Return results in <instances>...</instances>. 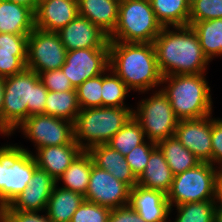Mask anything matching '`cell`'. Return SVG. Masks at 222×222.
Listing matches in <instances>:
<instances>
[{"label":"cell","mask_w":222,"mask_h":222,"mask_svg":"<svg viewBox=\"0 0 222 222\" xmlns=\"http://www.w3.org/2000/svg\"><path fill=\"white\" fill-rule=\"evenodd\" d=\"M163 27L152 42L162 77L206 72L209 60L202 52L197 34L191 26Z\"/></svg>","instance_id":"obj_1"},{"label":"cell","mask_w":222,"mask_h":222,"mask_svg":"<svg viewBox=\"0 0 222 222\" xmlns=\"http://www.w3.org/2000/svg\"><path fill=\"white\" fill-rule=\"evenodd\" d=\"M47 94L39 74L31 69L5 77L1 133L9 136L29 116L44 114Z\"/></svg>","instance_id":"obj_2"},{"label":"cell","mask_w":222,"mask_h":222,"mask_svg":"<svg viewBox=\"0 0 222 222\" xmlns=\"http://www.w3.org/2000/svg\"><path fill=\"white\" fill-rule=\"evenodd\" d=\"M109 68L130 90L145 93L162 84L153 43L109 41Z\"/></svg>","instance_id":"obj_3"},{"label":"cell","mask_w":222,"mask_h":222,"mask_svg":"<svg viewBox=\"0 0 222 222\" xmlns=\"http://www.w3.org/2000/svg\"><path fill=\"white\" fill-rule=\"evenodd\" d=\"M204 74L206 73L162 77L161 83L168 84L161 90L167 96L179 120L212 115L211 88Z\"/></svg>","instance_id":"obj_4"},{"label":"cell","mask_w":222,"mask_h":222,"mask_svg":"<svg viewBox=\"0 0 222 222\" xmlns=\"http://www.w3.org/2000/svg\"><path fill=\"white\" fill-rule=\"evenodd\" d=\"M133 110L130 107L80 109L74 122L75 142L83 151L106 144L133 116Z\"/></svg>","instance_id":"obj_5"},{"label":"cell","mask_w":222,"mask_h":222,"mask_svg":"<svg viewBox=\"0 0 222 222\" xmlns=\"http://www.w3.org/2000/svg\"><path fill=\"white\" fill-rule=\"evenodd\" d=\"M162 29L150 0H120L118 21L108 38L117 42L152 43Z\"/></svg>","instance_id":"obj_6"},{"label":"cell","mask_w":222,"mask_h":222,"mask_svg":"<svg viewBox=\"0 0 222 222\" xmlns=\"http://www.w3.org/2000/svg\"><path fill=\"white\" fill-rule=\"evenodd\" d=\"M37 168L33 153L23 146L0 147V209L23 192Z\"/></svg>","instance_id":"obj_7"},{"label":"cell","mask_w":222,"mask_h":222,"mask_svg":"<svg viewBox=\"0 0 222 222\" xmlns=\"http://www.w3.org/2000/svg\"><path fill=\"white\" fill-rule=\"evenodd\" d=\"M218 166L200 162L197 166L174 176L167 199L172 207L191 202L214 200Z\"/></svg>","instance_id":"obj_8"},{"label":"cell","mask_w":222,"mask_h":222,"mask_svg":"<svg viewBox=\"0 0 222 222\" xmlns=\"http://www.w3.org/2000/svg\"><path fill=\"white\" fill-rule=\"evenodd\" d=\"M137 106V111L133 110V117L140 123L148 141L157 144L174 136L179 119L161 88L151 97L142 99Z\"/></svg>","instance_id":"obj_9"},{"label":"cell","mask_w":222,"mask_h":222,"mask_svg":"<svg viewBox=\"0 0 222 222\" xmlns=\"http://www.w3.org/2000/svg\"><path fill=\"white\" fill-rule=\"evenodd\" d=\"M67 50L57 32L37 28L28 35L26 68L37 74L61 69Z\"/></svg>","instance_id":"obj_10"},{"label":"cell","mask_w":222,"mask_h":222,"mask_svg":"<svg viewBox=\"0 0 222 222\" xmlns=\"http://www.w3.org/2000/svg\"><path fill=\"white\" fill-rule=\"evenodd\" d=\"M18 128L24 133L25 138L33 141L36 150L46 146L76 143L74 123L50 115L29 116Z\"/></svg>","instance_id":"obj_11"},{"label":"cell","mask_w":222,"mask_h":222,"mask_svg":"<svg viewBox=\"0 0 222 222\" xmlns=\"http://www.w3.org/2000/svg\"><path fill=\"white\" fill-rule=\"evenodd\" d=\"M109 68V48H85L67 51L61 70L77 88L85 80L103 74Z\"/></svg>","instance_id":"obj_12"},{"label":"cell","mask_w":222,"mask_h":222,"mask_svg":"<svg viewBox=\"0 0 222 222\" xmlns=\"http://www.w3.org/2000/svg\"><path fill=\"white\" fill-rule=\"evenodd\" d=\"M130 190L126 183L93 164L84 198L86 201L114 209L128 205Z\"/></svg>","instance_id":"obj_13"},{"label":"cell","mask_w":222,"mask_h":222,"mask_svg":"<svg viewBox=\"0 0 222 222\" xmlns=\"http://www.w3.org/2000/svg\"><path fill=\"white\" fill-rule=\"evenodd\" d=\"M212 116L179 120L174 136L201 162L211 163Z\"/></svg>","instance_id":"obj_14"},{"label":"cell","mask_w":222,"mask_h":222,"mask_svg":"<svg viewBox=\"0 0 222 222\" xmlns=\"http://www.w3.org/2000/svg\"><path fill=\"white\" fill-rule=\"evenodd\" d=\"M56 180L45 170L36 168L28 186L1 211H45Z\"/></svg>","instance_id":"obj_15"},{"label":"cell","mask_w":222,"mask_h":222,"mask_svg":"<svg viewBox=\"0 0 222 222\" xmlns=\"http://www.w3.org/2000/svg\"><path fill=\"white\" fill-rule=\"evenodd\" d=\"M67 51L85 48H109V38L98 26L87 18L77 15L58 32Z\"/></svg>","instance_id":"obj_16"},{"label":"cell","mask_w":222,"mask_h":222,"mask_svg":"<svg viewBox=\"0 0 222 222\" xmlns=\"http://www.w3.org/2000/svg\"><path fill=\"white\" fill-rule=\"evenodd\" d=\"M145 222H167L170 205L162 191L149 189L136 184L130 190L128 203Z\"/></svg>","instance_id":"obj_17"},{"label":"cell","mask_w":222,"mask_h":222,"mask_svg":"<svg viewBox=\"0 0 222 222\" xmlns=\"http://www.w3.org/2000/svg\"><path fill=\"white\" fill-rule=\"evenodd\" d=\"M78 15V0H39L35 28L58 32Z\"/></svg>","instance_id":"obj_18"},{"label":"cell","mask_w":222,"mask_h":222,"mask_svg":"<svg viewBox=\"0 0 222 222\" xmlns=\"http://www.w3.org/2000/svg\"><path fill=\"white\" fill-rule=\"evenodd\" d=\"M82 151L77 143H69L39 148L37 149L36 155L33 156L36 160L37 167L45 170L57 181Z\"/></svg>","instance_id":"obj_19"},{"label":"cell","mask_w":222,"mask_h":222,"mask_svg":"<svg viewBox=\"0 0 222 222\" xmlns=\"http://www.w3.org/2000/svg\"><path fill=\"white\" fill-rule=\"evenodd\" d=\"M93 163L100 169L106 170L117 180L126 183L131 189L137 184V178L132 173L125 156L107 144L96 145L87 151Z\"/></svg>","instance_id":"obj_20"},{"label":"cell","mask_w":222,"mask_h":222,"mask_svg":"<svg viewBox=\"0 0 222 222\" xmlns=\"http://www.w3.org/2000/svg\"><path fill=\"white\" fill-rule=\"evenodd\" d=\"M35 28V12L24 5L0 0V33L29 35Z\"/></svg>","instance_id":"obj_21"},{"label":"cell","mask_w":222,"mask_h":222,"mask_svg":"<svg viewBox=\"0 0 222 222\" xmlns=\"http://www.w3.org/2000/svg\"><path fill=\"white\" fill-rule=\"evenodd\" d=\"M120 0H78V15L98 26L108 36L118 21Z\"/></svg>","instance_id":"obj_22"},{"label":"cell","mask_w":222,"mask_h":222,"mask_svg":"<svg viewBox=\"0 0 222 222\" xmlns=\"http://www.w3.org/2000/svg\"><path fill=\"white\" fill-rule=\"evenodd\" d=\"M174 175L168 166L163 153L157 147L150 155L142 174L137 178V184L167 194Z\"/></svg>","instance_id":"obj_23"},{"label":"cell","mask_w":222,"mask_h":222,"mask_svg":"<svg viewBox=\"0 0 222 222\" xmlns=\"http://www.w3.org/2000/svg\"><path fill=\"white\" fill-rule=\"evenodd\" d=\"M85 200L72 190L57 188L55 184L46 206V215L51 222H71L73 214Z\"/></svg>","instance_id":"obj_24"},{"label":"cell","mask_w":222,"mask_h":222,"mask_svg":"<svg viewBox=\"0 0 222 222\" xmlns=\"http://www.w3.org/2000/svg\"><path fill=\"white\" fill-rule=\"evenodd\" d=\"M93 160L87 151H82L57 179L56 183L63 180L64 189L85 195L89 184Z\"/></svg>","instance_id":"obj_25"},{"label":"cell","mask_w":222,"mask_h":222,"mask_svg":"<svg viewBox=\"0 0 222 222\" xmlns=\"http://www.w3.org/2000/svg\"><path fill=\"white\" fill-rule=\"evenodd\" d=\"M173 175L197 166L201 161L175 137H168L157 143Z\"/></svg>","instance_id":"obj_26"},{"label":"cell","mask_w":222,"mask_h":222,"mask_svg":"<svg viewBox=\"0 0 222 222\" xmlns=\"http://www.w3.org/2000/svg\"><path fill=\"white\" fill-rule=\"evenodd\" d=\"M152 9L163 27L188 26L190 0H150Z\"/></svg>","instance_id":"obj_27"},{"label":"cell","mask_w":222,"mask_h":222,"mask_svg":"<svg viewBox=\"0 0 222 222\" xmlns=\"http://www.w3.org/2000/svg\"><path fill=\"white\" fill-rule=\"evenodd\" d=\"M190 26L197 34L202 52L209 62L222 55V18L194 22Z\"/></svg>","instance_id":"obj_28"},{"label":"cell","mask_w":222,"mask_h":222,"mask_svg":"<svg viewBox=\"0 0 222 222\" xmlns=\"http://www.w3.org/2000/svg\"><path fill=\"white\" fill-rule=\"evenodd\" d=\"M46 98L44 115L75 122L80 112L76 88L69 91H48Z\"/></svg>","instance_id":"obj_29"},{"label":"cell","mask_w":222,"mask_h":222,"mask_svg":"<svg viewBox=\"0 0 222 222\" xmlns=\"http://www.w3.org/2000/svg\"><path fill=\"white\" fill-rule=\"evenodd\" d=\"M144 140L145 133L140 123L132 116L106 144L126 156L134 147L144 143Z\"/></svg>","instance_id":"obj_30"},{"label":"cell","mask_w":222,"mask_h":222,"mask_svg":"<svg viewBox=\"0 0 222 222\" xmlns=\"http://www.w3.org/2000/svg\"><path fill=\"white\" fill-rule=\"evenodd\" d=\"M109 71L111 73L106 75ZM129 92L130 89L110 68L102 74V107H126L124 100Z\"/></svg>","instance_id":"obj_31"},{"label":"cell","mask_w":222,"mask_h":222,"mask_svg":"<svg viewBox=\"0 0 222 222\" xmlns=\"http://www.w3.org/2000/svg\"><path fill=\"white\" fill-rule=\"evenodd\" d=\"M215 201L191 202L177 207V218L174 222H214Z\"/></svg>","instance_id":"obj_32"},{"label":"cell","mask_w":222,"mask_h":222,"mask_svg":"<svg viewBox=\"0 0 222 222\" xmlns=\"http://www.w3.org/2000/svg\"><path fill=\"white\" fill-rule=\"evenodd\" d=\"M76 91L80 109L102 107V74L85 80Z\"/></svg>","instance_id":"obj_33"},{"label":"cell","mask_w":222,"mask_h":222,"mask_svg":"<svg viewBox=\"0 0 222 222\" xmlns=\"http://www.w3.org/2000/svg\"><path fill=\"white\" fill-rule=\"evenodd\" d=\"M222 18V0H190L188 26L194 22Z\"/></svg>","instance_id":"obj_34"},{"label":"cell","mask_w":222,"mask_h":222,"mask_svg":"<svg viewBox=\"0 0 222 222\" xmlns=\"http://www.w3.org/2000/svg\"><path fill=\"white\" fill-rule=\"evenodd\" d=\"M157 148V144L145 140L144 143L134 147L130 153L125 156L127 163L134 176L138 178L147 166L151 153Z\"/></svg>","instance_id":"obj_35"},{"label":"cell","mask_w":222,"mask_h":222,"mask_svg":"<svg viewBox=\"0 0 222 222\" xmlns=\"http://www.w3.org/2000/svg\"><path fill=\"white\" fill-rule=\"evenodd\" d=\"M111 209L84 200L73 214L71 222H108Z\"/></svg>","instance_id":"obj_36"},{"label":"cell","mask_w":222,"mask_h":222,"mask_svg":"<svg viewBox=\"0 0 222 222\" xmlns=\"http://www.w3.org/2000/svg\"><path fill=\"white\" fill-rule=\"evenodd\" d=\"M39 77L48 91L59 92L75 89L61 69L41 72Z\"/></svg>","instance_id":"obj_37"},{"label":"cell","mask_w":222,"mask_h":222,"mask_svg":"<svg viewBox=\"0 0 222 222\" xmlns=\"http://www.w3.org/2000/svg\"><path fill=\"white\" fill-rule=\"evenodd\" d=\"M27 54L0 53V76L8 77L26 68Z\"/></svg>","instance_id":"obj_38"},{"label":"cell","mask_w":222,"mask_h":222,"mask_svg":"<svg viewBox=\"0 0 222 222\" xmlns=\"http://www.w3.org/2000/svg\"><path fill=\"white\" fill-rule=\"evenodd\" d=\"M28 35L0 33V53L27 54Z\"/></svg>","instance_id":"obj_39"},{"label":"cell","mask_w":222,"mask_h":222,"mask_svg":"<svg viewBox=\"0 0 222 222\" xmlns=\"http://www.w3.org/2000/svg\"><path fill=\"white\" fill-rule=\"evenodd\" d=\"M211 143V164L214 166L218 163V168H222V119L212 118Z\"/></svg>","instance_id":"obj_40"},{"label":"cell","mask_w":222,"mask_h":222,"mask_svg":"<svg viewBox=\"0 0 222 222\" xmlns=\"http://www.w3.org/2000/svg\"><path fill=\"white\" fill-rule=\"evenodd\" d=\"M0 222H51L48 216L38 212L1 211Z\"/></svg>","instance_id":"obj_41"},{"label":"cell","mask_w":222,"mask_h":222,"mask_svg":"<svg viewBox=\"0 0 222 222\" xmlns=\"http://www.w3.org/2000/svg\"><path fill=\"white\" fill-rule=\"evenodd\" d=\"M108 222H145L129 204L111 209Z\"/></svg>","instance_id":"obj_42"},{"label":"cell","mask_w":222,"mask_h":222,"mask_svg":"<svg viewBox=\"0 0 222 222\" xmlns=\"http://www.w3.org/2000/svg\"><path fill=\"white\" fill-rule=\"evenodd\" d=\"M215 206L216 208L222 209V168L217 171L215 179ZM219 203V204H218Z\"/></svg>","instance_id":"obj_43"},{"label":"cell","mask_w":222,"mask_h":222,"mask_svg":"<svg viewBox=\"0 0 222 222\" xmlns=\"http://www.w3.org/2000/svg\"><path fill=\"white\" fill-rule=\"evenodd\" d=\"M7 1L15 2L18 4L24 5L26 7H29L34 12H36L38 4H39V0H7Z\"/></svg>","instance_id":"obj_44"},{"label":"cell","mask_w":222,"mask_h":222,"mask_svg":"<svg viewBox=\"0 0 222 222\" xmlns=\"http://www.w3.org/2000/svg\"><path fill=\"white\" fill-rule=\"evenodd\" d=\"M3 97H4V77L0 76V134H1V114L3 106Z\"/></svg>","instance_id":"obj_45"},{"label":"cell","mask_w":222,"mask_h":222,"mask_svg":"<svg viewBox=\"0 0 222 222\" xmlns=\"http://www.w3.org/2000/svg\"><path fill=\"white\" fill-rule=\"evenodd\" d=\"M214 222H222V209H215V220Z\"/></svg>","instance_id":"obj_46"}]
</instances>
